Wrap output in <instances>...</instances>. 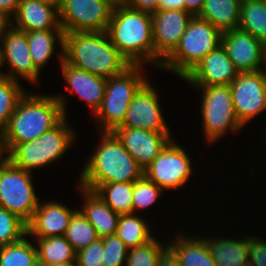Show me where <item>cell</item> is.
I'll use <instances>...</instances> for the list:
<instances>
[{
    "mask_svg": "<svg viewBox=\"0 0 266 266\" xmlns=\"http://www.w3.org/2000/svg\"><path fill=\"white\" fill-rule=\"evenodd\" d=\"M61 51L65 62L104 78L118 75L131 66L107 32L64 33Z\"/></svg>",
    "mask_w": 266,
    "mask_h": 266,
    "instance_id": "6da1fadb",
    "label": "cell"
},
{
    "mask_svg": "<svg viewBox=\"0 0 266 266\" xmlns=\"http://www.w3.org/2000/svg\"><path fill=\"white\" fill-rule=\"evenodd\" d=\"M61 96L24 95L2 130L8 151L16 144L37 139L65 117Z\"/></svg>",
    "mask_w": 266,
    "mask_h": 266,
    "instance_id": "7a4b0ae2",
    "label": "cell"
},
{
    "mask_svg": "<svg viewBox=\"0 0 266 266\" xmlns=\"http://www.w3.org/2000/svg\"><path fill=\"white\" fill-rule=\"evenodd\" d=\"M107 34L131 65L155 63L151 13L116 2Z\"/></svg>",
    "mask_w": 266,
    "mask_h": 266,
    "instance_id": "3957f363",
    "label": "cell"
},
{
    "mask_svg": "<svg viewBox=\"0 0 266 266\" xmlns=\"http://www.w3.org/2000/svg\"><path fill=\"white\" fill-rule=\"evenodd\" d=\"M100 147L81 172V188L95 191L101 184L134 182L144 170L112 131L102 132Z\"/></svg>",
    "mask_w": 266,
    "mask_h": 266,
    "instance_id": "277c9868",
    "label": "cell"
},
{
    "mask_svg": "<svg viewBox=\"0 0 266 266\" xmlns=\"http://www.w3.org/2000/svg\"><path fill=\"white\" fill-rule=\"evenodd\" d=\"M221 32L207 20L193 16L175 51L161 64L183 78L221 44Z\"/></svg>",
    "mask_w": 266,
    "mask_h": 266,
    "instance_id": "5b68a950",
    "label": "cell"
},
{
    "mask_svg": "<svg viewBox=\"0 0 266 266\" xmlns=\"http://www.w3.org/2000/svg\"><path fill=\"white\" fill-rule=\"evenodd\" d=\"M140 68L141 65H131L124 72L107 78L104 99L94 114L103 123V132L113 131L123 122L130 102L147 82Z\"/></svg>",
    "mask_w": 266,
    "mask_h": 266,
    "instance_id": "8992f818",
    "label": "cell"
},
{
    "mask_svg": "<svg viewBox=\"0 0 266 266\" xmlns=\"http://www.w3.org/2000/svg\"><path fill=\"white\" fill-rule=\"evenodd\" d=\"M38 203L30 172L8 160L0 167V206L27 224Z\"/></svg>",
    "mask_w": 266,
    "mask_h": 266,
    "instance_id": "52a82bcc",
    "label": "cell"
},
{
    "mask_svg": "<svg viewBox=\"0 0 266 266\" xmlns=\"http://www.w3.org/2000/svg\"><path fill=\"white\" fill-rule=\"evenodd\" d=\"M116 0H64L59 10L63 33L107 32Z\"/></svg>",
    "mask_w": 266,
    "mask_h": 266,
    "instance_id": "ba28073f",
    "label": "cell"
},
{
    "mask_svg": "<svg viewBox=\"0 0 266 266\" xmlns=\"http://www.w3.org/2000/svg\"><path fill=\"white\" fill-rule=\"evenodd\" d=\"M201 88L204 91L201 110L207 140L215 141L227 129L239 130L242 125L235 114L230 85Z\"/></svg>",
    "mask_w": 266,
    "mask_h": 266,
    "instance_id": "9c48e42d",
    "label": "cell"
},
{
    "mask_svg": "<svg viewBox=\"0 0 266 266\" xmlns=\"http://www.w3.org/2000/svg\"><path fill=\"white\" fill-rule=\"evenodd\" d=\"M265 72L239 73L230 84L235 114L242 126L266 109Z\"/></svg>",
    "mask_w": 266,
    "mask_h": 266,
    "instance_id": "30bf717a",
    "label": "cell"
},
{
    "mask_svg": "<svg viewBox=\"0 0 266 266\" xmlns=\"http://www.w3.org/2000/svg\"><path fill=\"white\" fill-rule=\"evenodd\" d=\"M144 175L158 187H181L191 175V164L185 151L171 140L144 170Z\"/></svg>",
    "mask_w": 266,
    "mask_h": 266,
    "instance_id": "8fae6325",
    "label": "cell"
},
{
    "mask_svg": "<svg viewBox=\"0 0 266 266\" xmlns=\"http://www.w3.org/2000/svg\"><path fill=\"white\" fill-rule=\"evenodd\" d=\"M193 16L186 10L176 9L157 10L152 13L153 46L157 66H161L175 51Z\"/></svg>",
    "mask_w": 266,
    "mask_h": 266,
    "instance_id": "7c38bea8",
    "label": "cell"
},
{
    "mask_svg": "<svg viewBox=\"0 0 266 266\" xmlns=\"http://www.w3.org/2000/svg\"><path fill=\"white\" fill-rule=\"evenodd\" d=\"M221 44L230 60L240 73L263 70L266 63V45L241 29H233L221 34Z\"/></svg>",
    "mask_w": 266,
    "mask_h": 266,
    "instance_id": "4fadbf2b",
    "label": "cell"
},
{
    "mask_svg": "<svg viewBox=\"0 0 266 266\" xmlns=\"http://www.w3.org/2000/svg\"><path fill=\"white\" fill-rule=\"evenodd\" d=\"M117 127L169 133L160 111L156 91L148 81L135 94L126 111L123 122Z\"/></svg>",
    "mask_w": 266,
    "mask_h": 266,
    "instance_id": "5bb4252c",
    "label": "cell"
},
{
    "mask_svg": "<svg viewBox=\"0 0 266 266\" xmlns=\"http://www.w3.org/2000/svg\"><path fill=\"white\" fill-rule=\"evenodd\" d=\"M226 49L220 44L208 53L182 79L197 87L230 85L239 75Z\"/></svg>",
    "mask_w": 266,
    "mask_h": 266,
    "instance_id": "9a60e30c",
    "label": "cell"
},
{
    "mask_svg": "<svg viewBox=\"0 0 266 266\" xmlns=\"http://www.w3.org/2000/svg\"><path fill=\"white\" fill-rule=\"evenodd\" d=\"M112 132L143 170L172 140L169 133L145 129L116 127Z\"/></svg>",
    "mask_w": 266,
    "mask_h": 266,
    "instance_id": "2e32d148",
    "label": "cell"
},
{
    "mask_svg": "<svg viewBox=\"0 0 266 266\" xmlns=\"http://www.w3.org/2000/svg\"><path fill=\"white\" fill-rule=\"evenodd\" d=\"M7 28L9 26L0 36V40L3 41V46L0 47L1 66L7 61L13 73L34 83L40 72L35 68L31 58L26 32L15 27Z\"/></svg>",
    "mask_w": 266,
    "mask_h": 266,
    "instance_id": "e0dca14e",
    "label": "cell"
},
{
    "mask_svg": "<svg viewBox=\"0 0 266 266\" xmlns=\"http://www.w3.org/2000/svg\"><path fill=\"white\" fill-rule=\"evenodd\" d=\"M78 210H71L57 202L38 203L31 220L27 223V235L36 238L63 236L70 220Z\"/></svg>",
    "mask_w": 266,
    "mask_h": 266,
    "instance_id": "ac0fdd59",
    "label": "cell"
},
{
    "mask_svg": "<svg viewBox=\"0 0 266 266\" xmlns=\"http://www.w3.org/2000/svg\"><path fill=\"white\" fill-rule=\"evenodd\" d=\"M60 58L62 73L70 91L73 90L84 99L93 108L95 114L104 99L107 78L78 69L65 62L63 57L60 56Z\"/></svg>",
    "mask_w": 266,
    "mask_h": 266,
    "instance_id": "d6986e66",
    "label": "cell"
},
{
    "mask_svg": "<svg viewBox=\"0 0 266 266\" xmlns=\"http://www.w3.org/2000/svg\"><path fill=\"white\" fill-rule=\"evenodd\" d=\"M16 29L28 32L48 29H62L59 10L40 0H20L14 15Z\"/></svg>",
    "mask_w": 266,
    "mask_h": 266,
    "instance_id": "ffe728a7",
    "label": "cell"
},
{
    "mask_svg": "<svg viewBox=\"0 0 266 266\" xmlns=\"http://www.w3.org/2000/svg\"><path fill=\"white\" fill-rule=\"evenodd\" d=\"M80 189L86 196V203L80 212L93 225L98 237L115 235L120 215L115 213L95 191Z\"/></svg>",
    "mask_w": 266,
    "mask_h": 266,
    "instance_id": "44dd1931",
    "label": "cell"
},
{
    "mask_svg": "<svg viewBox=\"0 0 266 266\" xmlns=\"http://www.w3.org/2000/svg\"><path fill=\"white\" fill-rule=\"evenodd\" d=\"M242 0H205L199 18L207 20L221 33L238 29Z\"/></svg>",
    "mask_w": 266,
    "mask_h": 266,
    "instance_id": "7402d4cb",
    "label": "cell"
},
{
    "mask_svg": "<svg viewBox=\"0 0 266 266\" xmlns=\"http://www.w3.org/2000/svg\"><path fill=\"white\" fill-rule=\"evenodd\" d=\"M181 236L176 237L175 243L168 245L181 262V266H217L205 239H186Z\"/></svg>",
    "mask_w": 266,
    "mask_h": 266,
    "instance_id": "603a6c76",
    "label": "cell"
},
{
    "mask_svg": "<svg viewBox=\"0 0 266 266\" xmlns=\"http://www.w3.org/2000/svg\"><path fill=\"white\" fill-rule=\"evenodd\" d=\"M205 240L217 266H249V237L244 240Z\"/></svg>",
    "mask_w": 266,
    "mask_h": 266,
    "instance_id": "cb8c5ba5",
    "label": "cell"
},
{
    "mask_svg": "<svg viewBox=\"0 0 266 266\" xmlns=\"http://www.w3.org/2000/svg\"><path fill=\"white\" fill-rule=\"evenodd\" d=\"M55 34L61 48H63V30L62 29H48L26 32L29 51L33 60L35 68L40 72L43 65H45L50 57H52L55 48Z\"/></svg>",
    "mask_w": 266,
    "mask_h": 266,
    "instance_id": "d4e9b609",
    "label": "cell"
},
{
    "mask_svg": "<svg viewBox=\"0 0 266 266\" xmlns=\"http://www.w3.org/2000/svg\"><path fill=\"white\" fill-rule=\"evenodd\" d=\"M238 28L266 45V0H242Z\"/></svg>",
    "mask_w": 266,
    "mask_h": 266,
    "instance_id": "484cf974",
    "label": "cell"
},
{
    "mask_svg": "<svg viewBox=\"0 0 266 266\" xmlns=\"http://www.w3.org/2000/svg\"><path fill=\"white\" fill-rule=\"evenodd\" d=\"M39 264L76 262V252L65 236L37 238Z\"/></svg>",
    "mask_w": 266,
    "mask_h": 266,
    "instance_id": "4316f807",
    "label": "cell"
},
{
    "mask_svg": "<svg viewBox=\"0 0 266 266\" xmlns=\"http://www.w3.org/2000/svg\"><path fill=\"white\" fill-rule=\"evenodd\" d=\"M95 192L115 213H133V182L101 184Z\"/></svg>",
    "mask_w": 266,
    "mask_h": 266,
    "instance_id": "83f0119b",
    "label": "cell"
},
{
    "mask_svg": "<svg viewBox=\"0 0 266 266\" xmlns=\"http://www.w3.org/2000/svg\"><path fill=\"white\" fill-rule=\"evenodd\" d=\"M66 116L51 130L43 133V150L45 165L56 161L70 147L74 132L68 128Z\"/></svg>",
    "mask_w": 266,
    "mask_h": 266,
    "instance_id": "f1b7e54d",
    "label": "cell"
},
{
    "mask_svg": "<svg viewBox=\"0 0 266 266\" xmlns=\"http://www.w3.org/2000/svg\"><path fill=\"white\" fill-rule=\"evenodd\" d=\"M8 160L29 172L31 169L45 166L43 134L35 140L14 145L8 151Z\"/></svg>",
    "mask_w": 266,
    "mask_h": 266,
    "instance_id": "f546056e",
    "label": "cell"
},
{
    "mask_svg": "<svg viewBox=\"0 0 266 266\" xmlns=\"http://www.w3.org/2000/svg\"><path fill=\"white\" fill-rule=\"evenodd\" d=\"M147 223L134 214L120 215L116 235L125 243L128 249L145 244L151 236Z\"/></svg>",
    "mask_w": 266,
    "mask_h": 266,
    "instance_id": "4dcf8cb0",
    "label": "cell"
},
{
    "mask_svg": "<svg viewBox=\"0 0 266 266\" xmlns=\"http://www.w3.org/2000/svg\"><path fill=\"white\" fill-rule=\"evenodd\" d=\"M21 85L12 73L0 76V131H2L13 114L19 100L25 95Z\"/></svg>",
    "mask_w": 266,
    "mask_h": 266,
    "instance_id": "1f68e13d",
    "label": "cell"
},
{
    "mask_svg": "<svg viewBox=\"0 0 266 266\" xmlns=\"http://www.w3.org/2000/svg\"><path fill=\"white\" fill-rule=\"evenodd\" d=\"M0 266H39L37 247L24 238L0 247Z\"/></svg>",
    "mask_w": 266,
    "mask_h": 266,
    "instance_id": "d6a6232c",
    "label": "cell"
},
{
    "mask_svg": "<svg viewBox=\"0 0 266 266\" xmlns=\"http://www.w3.org/2000/svg\"><path fill=\"white\" fill-rule=\"evenodd\" d=\"M64 236L75 252L88 247L99 238L93 225L79 210L71 218Z\"/></svg>",
    "mask_w": 266,
    "mask_h": 266,
    "instance_id": "836d02e7",
    "label": "cell"
},
{
    "mask_svg": "<svg viewBox=\"0 0 266 266\" xmlns=\"http://www.w3.org/2000/svg\"><path fill=\"white\" fill-rule=\"evenodd\" d=\"M167 249L168 245L163 248L153 237L145 244L128 250L125 266H158L161 255Z\"/></svg>",
    "mask_w": 266,
    "mask_h": 266,
    "instance_id": "e575fe53",
    "label": "cell"
},
{
    "mask_svg": "<svg viewBox=\"0 0 266 266\" xmlns=\"http://www.w3.org/2000/svg\"><path fill=\"white\" fill-rule=\"evenodd\" d=\"M27 235V224L0 206V247L15 243Z\"/></svg>",
    "mask_w": 266,
    "mask_h": 266,
    "instance_id": "d590c367",
    "label": "cell"
},
{
    "mask_svg": "<svg viewBox=\"0 0 266 266\" xmlns=\"http://www.w3.org/2000/svg\"><path fill=\"white\" fill-rule=\"evenodd\" d=\"M163 191L153 181L149 180L145 175L133 182V213L140 209L155 203L156 199Z\"/></svg>",
    "mask_w": 266,
    "mask_h": 266,
    "instance_id": "8d00e7d4",
    "label": "cell"
},
{
    "mask_svg": "<svg viewBox=\"0 0 266 266\" xmlns=\"http://www.w3.org/2000/svg\"><path fill=\"white\" fill-rule=\"evenodd\" d=\"M104 246L103 266H124L122 263L127 259L128 248L125 243L115 234L102 237Z\"/></svg>",
    "mask_w": 266,
    "mask_h": 266,
    "instance_id": "74e56055",
    "label": "cell"
},
{
    "mask_svg": "<svg viewBox=\"0 0 266 266\" xmlns=\"http://www.w3.org/2000/svg\"><path fill=\"white\" fill-rule=\"evenodd\" d=\"M104 246L102 238H98L88 247L76 252L77 266H103Z\"/></svg>",
    "mask_w": 266,
    "mask_h": 266,
    "instance_id": "f35d334b",
    "label": "cell"
},
{
    "mask_svg": "<svg viewBox=\"0 0 266 266\" xmlns=\"http://www.w3.org/2000/svg\"><path fill=\"white\" fill-rule=\"evenodd\" d=\"M249 237L248 260L249 266H266V242Z\"/></svg>",
    "mask_w": 266,
    "mask_h": 266,
    "instance_id": "ab89813d",
    "label": "cell"
},
{
    "mask_svg": "<svg viewBox=\"0 0 266 266\" xmlns=\"http://www.w3.org/2000/svg\"><path fill=\"white\" fill-rule=\"evenodd\" d=\"M120 2L130 8L151 14L158 10V0H120Z\"/></svg>",
    "mask_w": 266,
    "mask_h": 266,
    "instance_id": "60d3db41",
    "label": "cell"
},
{
    "mask_svg": "<svg viewBox=\"0 0 266 266\" xmlns=\"http://www.w3.org/2000/svg\"><path fill=\"white\" fill-rule=\"evenodd\" d=\"M20 0H0V12L9 19L10 15H15Z\"/></svg>",
    "mask_w": 266,
    "mask_h": 266,
    "instance_id": "b9f144b4",
    "label": "cell"
},
{
    "mask_svg": "<svg viewBox=\"0 0 266 266\" xmlns=\"http://www.w3.org/2000/svg\"><path fill=\"white\" fill-rule=\"evenodd\" d=\"M158 266H181V262L168 248L160 257Z\"/></svg>",
    "mask_w": 266,
    "mask_h": 266,
    "instance_id": "7bdbcfd3",
    "label": "cell"
},
{
    "mask_svg": "<svg viewBox=\"0 0 266 266\" xmlns=\"http://www.w3.org/2000/svg\"><path fill=\"white\" fill-rule=\"evenodd\" d=\"M185 10L184 0H158V10Z\"/></svg>",
    "mask_w": 266,
    "mask_h": 266,
    "instance_id": "ee69618b",
    "label": "cell"
},
{
    "mask_svg": "<svg viewBox=\"0 0 266 266\" xmlns=\"http://www.w3.org/2000/svg\"><path fill=\"white\" fill-rule=\"evenodd\" d=\"M205 0H184L185 10L197 16L203 8Z\"/></svg>",
    "mask_w": 266,
    "mask_h": 266,
    "instance_id": "f6af8a7d",
    "label": "cell"
},
{
    "mask_svg": "<svg viewBox=\"0 0 266 266\" xmlns=\"http://www.w3.org/2000/svg\"><path fill=\"white\" fill-rule=\"evenodd\" d=\"M4 150L7 152V155H8V149H7V146H6L5 138L3 136L2 131H0V158L2 157V154L1 153ZM7 161H8V156H6L4 158V160H1L0 161V167H2Z\"/></svg>",
    "mask_w": 266,
    "mask_h": 266,
    "instance_id": "bcb514c9",
    "label": "cell"
},
{
    "mask_svg": "<svg viewBox=\"0 0 266 266\" xmlns=\"http://www.w3.org/2000/svg\"><path fill=\"white\" fill-rule=\"evenodd\" d=\"M42 3L48 4L60 10L64 0H40Z\"/></svg>",
    "mask_w": 266,
    "mask_h": 266,
    "instance_id": "7dc6e473",
    "label": "cell"
},
{
    "mask_svg": "<svg viewBox=\"0 0 266 266\" xmlns=\"http://www.w3.org/2000/svg\"><path fill=\"white\" fill-rule=\"evenodd\" d=\"M7 17H5L1 12H0V36L4 32L5 28L9 25V21Z\"/></svg>",
    "mask_w": 266,
    "mask_h": 266,
    "instance_id": "c3c4849f",
    "label": "cell"
},
{
    "mask_svg": "<svg viewBox=\"0 0 266 266\" xmlns=\"http://www.w3.org/2000/svg\"><path fill=\"white\" fill-rule=\"evenodd\" d=\"M39 266H77L76 262L56 263V264H39Z\"/></svg>",
    "mask_w": 266,
    "mask_h": 266,
    "instance_id": "681fc988",
    "label": "cell"
}]
</instances>
